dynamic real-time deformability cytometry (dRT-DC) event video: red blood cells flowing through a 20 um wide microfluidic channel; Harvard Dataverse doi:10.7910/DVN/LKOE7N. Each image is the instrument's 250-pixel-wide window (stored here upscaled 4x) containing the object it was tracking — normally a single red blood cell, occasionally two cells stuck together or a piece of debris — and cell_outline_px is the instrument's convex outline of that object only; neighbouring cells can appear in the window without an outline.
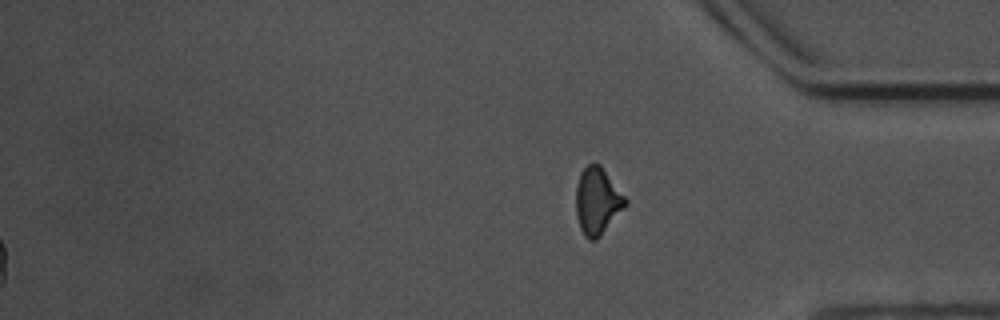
{"species": "common noctule bat (a hibernating species)", "species_latin": "Nyctalus noctula", "temperature_condition": "warm", "stored_images_in_passage": 54, "segment_of_instrument_passage": [2, 2], "camera_frame_rate_fps": 3000, "um_per_image_px": 0.085, "animal": {"sex": "male", "body_mass_g": 17.5, "forearm_length_mm": 52.3}, "frame": {"image": 1, "passage_image": 54, "time_ms": 17.667, "image_size_px": [1000, 320], "cell_outline_px": [[628, 204], [600, 236], [596, 240], [588, 240], [584, 236], [580, 228], [576, 216], [576, 184], [580, 172], [588, 164], [600, 164], [628, 200]], "centroid_in_image_um": [50.77, 17.1], "position_along_channel_um": 384.4, "area_um2": 19.36}}